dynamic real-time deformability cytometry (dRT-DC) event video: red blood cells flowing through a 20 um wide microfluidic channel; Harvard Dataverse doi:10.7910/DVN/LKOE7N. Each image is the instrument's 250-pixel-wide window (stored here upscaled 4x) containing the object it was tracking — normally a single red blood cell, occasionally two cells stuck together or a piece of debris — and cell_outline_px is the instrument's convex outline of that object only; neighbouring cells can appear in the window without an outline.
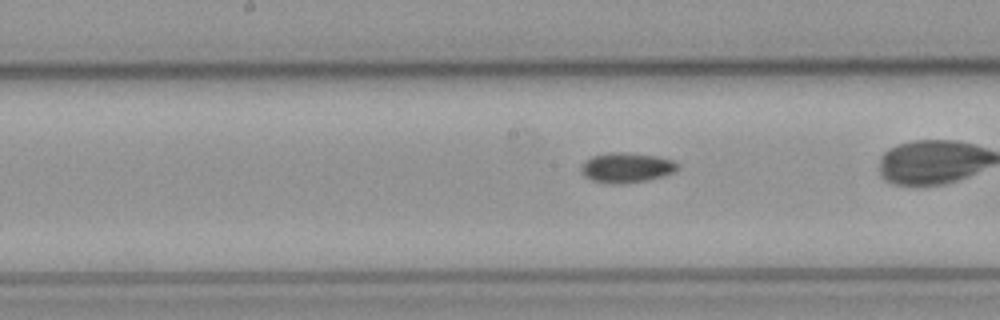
{"species": "common noctule bat (a hibernating species)", "species_latin": "Nyctalus noctula", "temperature_condition": "cold", "stored_images_in_passage": 38, "camera_frame_rate_fps": 3000, "um_per_image_px": 0.085, "animal": {"sex": "male", "body_mass_g": 23.1, "forearm_length_mm": 52.7}, "frame": {"image": 1, "passage_image": 23, "time_ms": 7.333, "image_size_px": [1000, 320], "cell_outline_px": [[676, 168], [672, 172], [648, 180], [620, 184], [612, 184], [592, 180], [584, 176], [580, 172], [580, 164], [584, 160], [592, 156], [608, 152], [624, 152], [656, 156], [672, 160], [676, 164]], "centroid_in_image_um": [53.14, 14.24], "position_along_channel_um": 195.1, "area_um2": 16.76}}
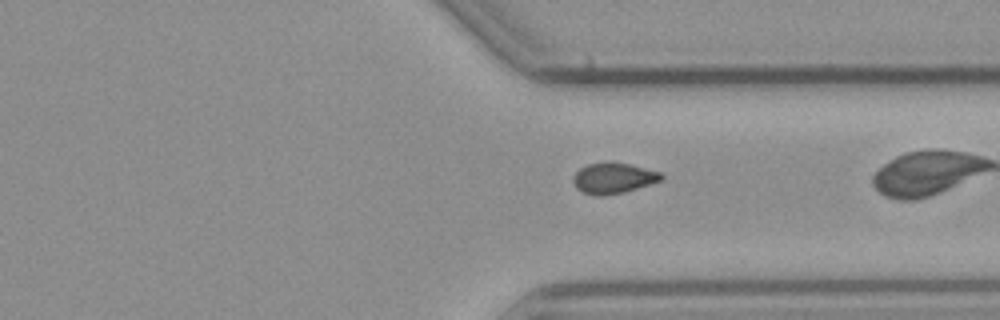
{"frame": {"image": 2, "passage_image": 36, "time_ms": 11.667, "image_size_px": [1000, 320], "cell_outline_px": [[664, 180], [624, 192], [600, 196], [596, 196], [584, 192], [576, 188], [572, 180], [572, 176], [580, 168], [588, 164], [612, 160], [660, 172], [664, 176]], "centroid_in_image_um": [52.13, 15.12], "position_along_channel_um": 359.3, "area_um2": 15.95}}